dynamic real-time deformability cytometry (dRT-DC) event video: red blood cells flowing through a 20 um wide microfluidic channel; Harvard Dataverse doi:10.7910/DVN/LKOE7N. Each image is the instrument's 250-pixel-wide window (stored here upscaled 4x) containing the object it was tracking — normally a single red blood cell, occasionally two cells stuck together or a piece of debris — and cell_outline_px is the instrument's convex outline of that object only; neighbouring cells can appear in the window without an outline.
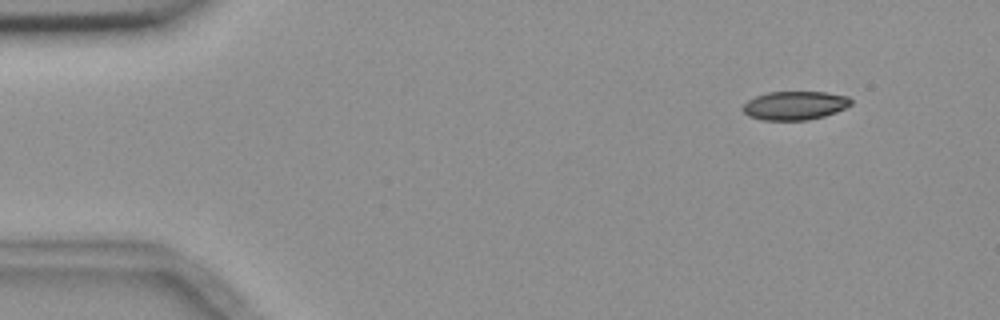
{"species": "common noctule bat (a hibernating species)", "species_latin": "Nyctalus noctula", "temperature_condition": "room temperature", "stored_images_in_passage": 4, "camera_frame_rate_fps": 3000, "um_per_image_px": 0.085, "animal": {"sex": "female", "body_mass_g": 18.4}, "frame": {"image": 1, "passage_image": 2, "time_ms": 1.0, "image_size_px": [1000, 320], "cell_outline_px": [[852, 104], [836, 112], [824, 116], [808, 120], [764, 120], [748, 116], [740, 108], [748, 100], [756, 96], [768, 92], [824, 92], [848, 96], [852, 100]], "centroid_in_image_um": [67.55, 8.97], "position_along_channel_um": 17.5, "area_um2": 18.09}}